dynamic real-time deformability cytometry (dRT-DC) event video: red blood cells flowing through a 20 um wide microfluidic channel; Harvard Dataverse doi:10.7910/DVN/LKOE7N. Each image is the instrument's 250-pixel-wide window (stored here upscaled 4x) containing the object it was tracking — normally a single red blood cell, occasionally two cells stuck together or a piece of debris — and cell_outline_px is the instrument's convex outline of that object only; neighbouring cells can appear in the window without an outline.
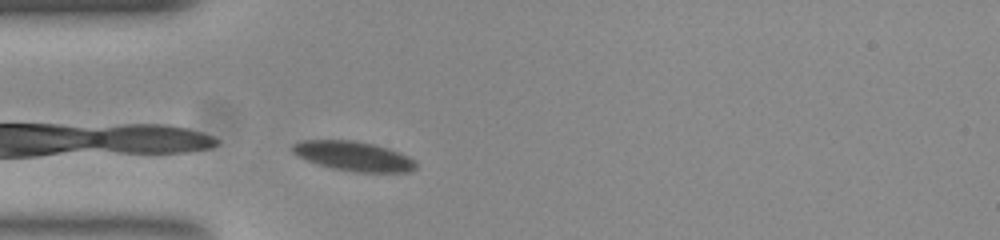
{"species": "common noctule bat (a hibernating species)", "species_latin": "Nyctalus noctula", "temperature_condition": "room temperature", "stored_images_in_passage": 28, "camera_frame_rate_fps": 3000, "um_per_image_px": 0.085, "animal": {"sex": "female", "body_mass_g": 23.0, "forearm_length_mm": 53.4}, "frame": {"image": 1, "passage_image": 2, "time_ms": 0.333, "image_size_px": [1000, 240], "cell_outline_px": [[416, 168], [408, 172], [356, 172], [332, 168], [308, 160], [292, 152], [292, 144], [304, 140], [352, 140], [372, 144], [388, 148], [408, 156], [416, 164]], "centroid_in_image_um": [30.06, 13.27], "position_along_channel_um": 54.9, "area_um2": 20.92}}
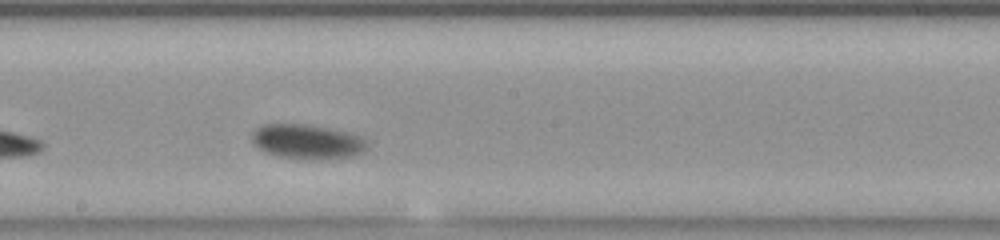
{"frame": {"image": 2, "passage_image": 16, "time_ms": 5.0, "image_size_px": [1000, 240], "cell_outline_px": [[364, 152], [352, 156], [312, 160], [304, 160], [280, 156], [268, 152], [260, 148], [252, 140], [252, 132], [260, 124], [304, 124], [344, 132], [356, 136], [364, 140]], "centroid_in_image_um": [26.04, 12.05], "position_along_channel_um": 222.2, "area_um2": 22.6}}
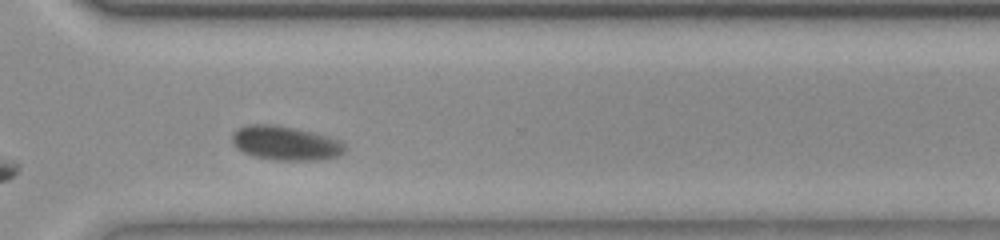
{"frame": {"image": 3, "passage_image": 26, "time_ms": 8.333, "image_size_px": [1000, 240], "cell_outline_px": [[344, 152], [336, 156], [316, 160], [276, 160], [256, 156], [244, 152], [232, 140], [232, 136], [240, 128], [248, 124], [276, 124], [296, 128], [312, 132], [340, 140], [344, 144]], "centroid_in_image_um": [24.3, 12.15], "position_along_channel_um": 346.3, "area_um2": 21.96}, "authors_computed_cell_mechanics": {"area_um2": 22.0507, "velocity_mm_per_s": 3.7077, "shape_relaxation_time_tau1_ms": 3.9033, "shape_relaxation_time_tau2_ms": null, "deformation_change_tau1": 0.1051, "deformation_change_tau2": null}}